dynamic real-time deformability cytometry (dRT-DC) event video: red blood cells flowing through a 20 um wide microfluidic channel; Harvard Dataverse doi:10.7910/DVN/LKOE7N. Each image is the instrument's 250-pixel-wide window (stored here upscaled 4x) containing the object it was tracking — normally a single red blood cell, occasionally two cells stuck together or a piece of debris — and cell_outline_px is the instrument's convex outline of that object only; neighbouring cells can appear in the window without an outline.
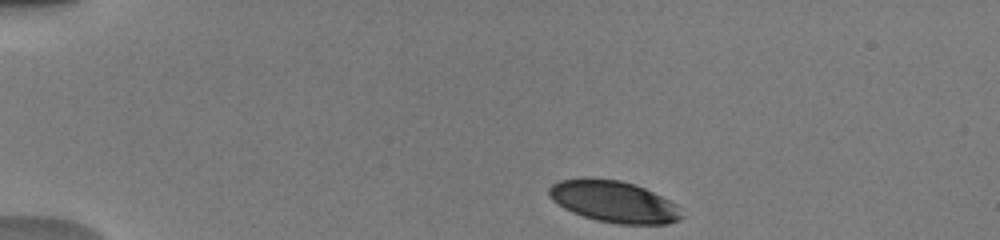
{"species": "human", "species_latin": "Homo sapiens", "temperature_condition": "warm", "stored_images_in_passage": 32, "camera_frame_rate_fps": 3000, "um_per_image_px": 0.085, "donor": {"sex": "male"}, "frame": {"image": 1, "passage_image": 1, "time_ms": 0.0, "image_size_px": [1000, 240], "cell_outline_px": [[684, 216], [680, 220], [668, 224], [616, 224], [596, 220], [572, 212], [564, 208], [552, 200], [548, 196], [548, 188], [552, 184], [560, 180], [584, 176], [620, 180], [636, 184], [676, 204]], "centroid_in_image_um": [52.14, 17.12], "position_along_channel_um": 32.9, "area_um2": 32.48}}
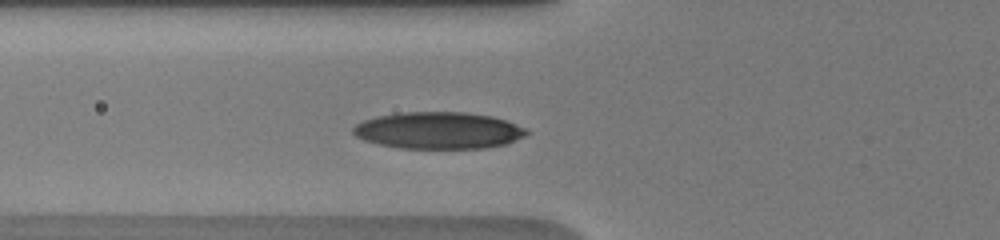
{"frame": {"image": 2, "passage_image": 16, "time_ms": 3.333, "image_size_px": [1000, 240], "cell_outline_px": [[528, 132], [524, 136], [508, 144], [484, 148], [400, 148], [380, 144], [364, 140], [356, 136], [352, 132], [352, 128], [356, 124], [364, 120], [376, 116], [400, 112], [464, 112], [492, 116], [504, 120], [524, 128]], "centroid_in_image_um": [37.24, 11.08], "position_along_channel_um": 88.6, "area_um2": 37.11}}
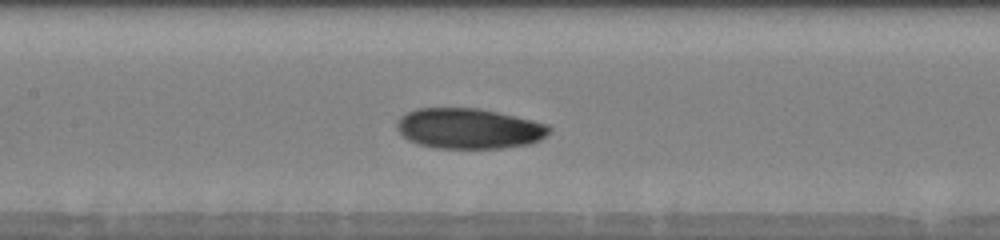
{"frame": {"image": 3, "passage_image": 29, "time_ms": 5.333, "image_size_px": [1000, 240], "cell_outline_px": [[552, 128], [540, 140], [528, 144], [500, 148], [432, 148], [408, 140], [396, 128], [396, 124], [400, 116], [416, 108], [476, 108], [496, 112], [532, 120], [548, 124]], "centroid_in_image_um": [39.83, 10.92], "position_along_channel_um": 167.6, "area_um2": 35.72}}